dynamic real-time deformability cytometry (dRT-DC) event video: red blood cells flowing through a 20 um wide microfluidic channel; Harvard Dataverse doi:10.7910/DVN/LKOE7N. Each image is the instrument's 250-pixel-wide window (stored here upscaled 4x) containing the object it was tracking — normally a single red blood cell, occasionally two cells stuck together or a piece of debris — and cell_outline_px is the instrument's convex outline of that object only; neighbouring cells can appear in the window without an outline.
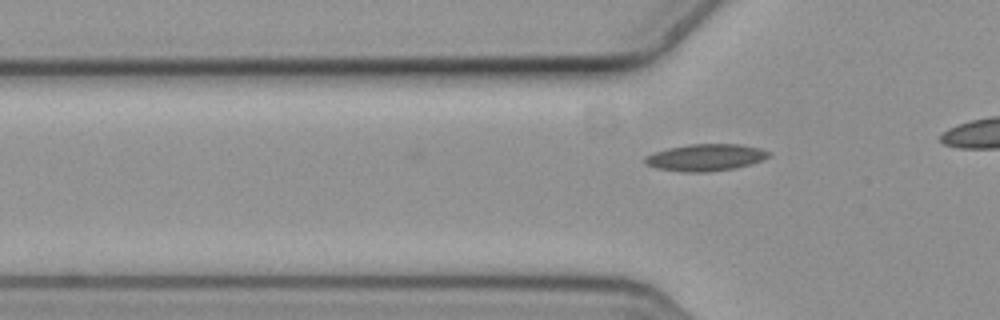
{"species": "common noctule bat (a hibernating species)", "species_latin": "Nyctalus noctula", "temperature_condition": "cold", "stored_images_in_passage": 3, "camera_frame_rate_fps": 3000, "um_per_image_px": 0.085, "animal": {"sex": "female", "body_mass_g": 19.3, "forearm_length_mm": 54.1}, "frame": {"image": 1, "passage_image": 3, "time_ms": 0.667, "image_size_px": [1000, 320], "cell_outline_px": [[772, 156], [764, 160], [736, 168], [708, 172], [684, 172], [656, 168], [644, 164], [644, 156], [652, 152], [668, 148], [688, 144], [740, 144], [760, 148], [772, 152]], "centroid_in_image_um": [59.98, 13.38], "position_along_channel_um": 65.8, "area_um2": 19.77}}